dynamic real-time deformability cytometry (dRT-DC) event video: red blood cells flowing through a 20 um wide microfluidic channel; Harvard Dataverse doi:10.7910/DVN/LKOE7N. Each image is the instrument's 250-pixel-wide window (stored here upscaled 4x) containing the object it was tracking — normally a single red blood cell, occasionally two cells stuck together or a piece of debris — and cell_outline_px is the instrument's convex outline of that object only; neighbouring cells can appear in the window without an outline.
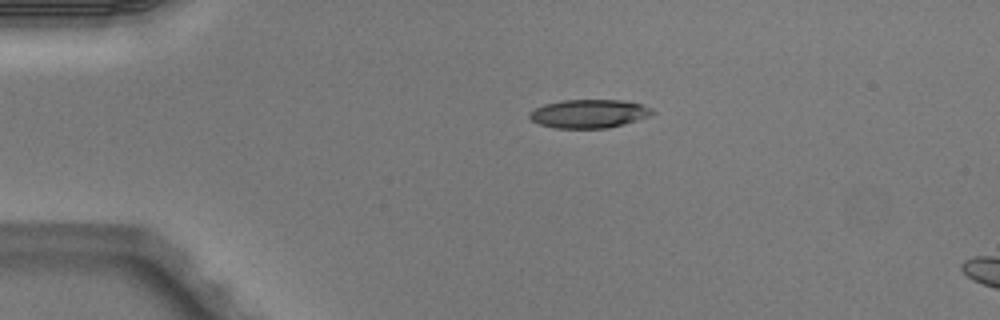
{"species": "Egyptian fruit bat (a non-hibernating species)", "species_latin": "Rousettus aegyptiacus", "temperature_condition": "warm", "stored_images_in_passage": 2, "camera_frame_rate_fps": 3000, "um_per_image_px": 0.085, "animal": {"sex": "male"}, "frame": {"image": 1, "passage_image": 1, "time_ms": 0.0, "image_size_px": [1000, 320], "cell_outline_px": [[656, 112], [652, 116], [624, 124], [608, 128], [552, 128], [540, 124], [532, 120], [528, 116], [528, 112], [544, 104], [560, 100], [624, 100], [640, 104], [652, 108]], "centroid_in_image_um": [50.09, 9.66], "position_along_channel_um": 34.9, "area_um2": 20.63}}